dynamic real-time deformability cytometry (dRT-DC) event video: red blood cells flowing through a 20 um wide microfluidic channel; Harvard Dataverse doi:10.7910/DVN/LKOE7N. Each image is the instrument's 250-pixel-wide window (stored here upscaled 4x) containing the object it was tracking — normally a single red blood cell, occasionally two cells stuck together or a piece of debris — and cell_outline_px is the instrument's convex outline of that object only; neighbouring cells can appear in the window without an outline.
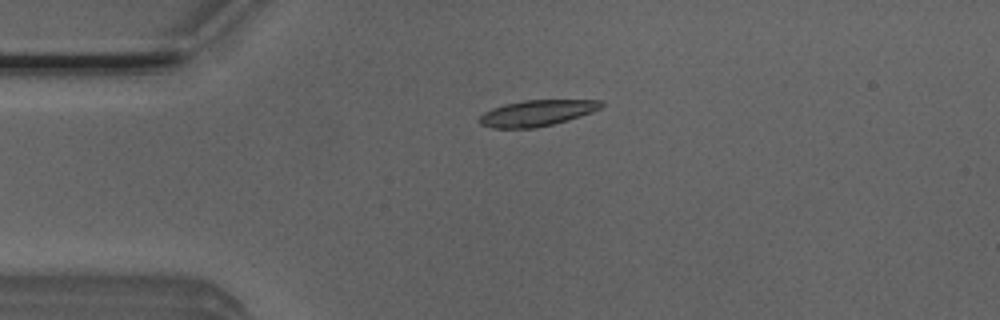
{"species": "Egyptian fruit bat (a non-hibernating species)", "species_latin": "Rousettus aegyptiacus", "temperature_condition": "room temperature", "stored_images_in_passage": 5, "camera_frame_rate_fps": 3000, "um_per_image_px": 0.085, "animal": {"sex": "male"}, "frame": {"image": 1, "passage_image": 4, "time_ms": 1.0, "image_size_px": [1000, 320], "cell_outline_px": [[604, 104], [600, 108], [592, 112], [568, 120], [536, 128], [492, 128], [480, 124], [476, 120], [484, 112], [492, 108], [504, 104], [524, 100], [600, 100]], "centroid_in_image_um": [45.6, 9.61], "position_along_channel_um": 39.4, "area_um2": 18.5}}